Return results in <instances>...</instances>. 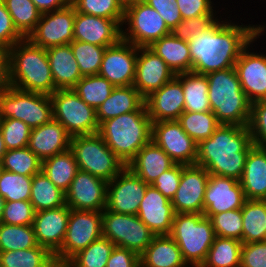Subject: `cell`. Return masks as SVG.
I'll return each mask as SVG.
<instances>
[{
  "label": "cell",
  "instance_id": "1",
  "mask_svg": "<svg viewBox=\"0 0 266 267\" xmlns=\"http://www.w3.org/2000/svg\"><path fill=\"white\" fill-rule=\"evenodd\" d=\"M229 21L218 19L209 29L188 41L191 71L207 75L235 67L242 50L266 28L265 25L247 26Z\"/></svg>",
  "mask_w": 266,
  "mask_h": 267
},
{
  "label": "cell",
  "instance_id": "2",
  "mask_svg": "<svg viewBox=\"0 0 266 267\" xmlns=\"http://www.w3.org/2000/svg\"><path fill=\"white\" fill-rule=\"evenodd\" d=\"M253 145L248 126L221 124L211 137L198 144L196 165L209 174L240 181Z\"/></svg>",
  "mask_w": 266,
  "mask_h": 267
},
{
  "label": "cell",
  "instance_id": "3",
  "mask_svg": "<svg viewBox=\"0 0 266 267\" xmlns=\"http://www.w3.org/2000/svg\"><path fill=\"white\" fill-rule=\"evenodd\" d=\"M7 84L14 88L51 95L57 89L46 49L28 38L15 43L6 52Z\"/></svg>",
  "mask_w": 266,
  "mask_h": 267
},
{
  "label": "cell",
  "instance_id": "4",
  "mask_svg": "<svg viewBox=\"0 0 266 267\" xmlns=\"http://www.w3.org/2000/svg\"><path fill=\"white\" fill-rule=\"evenodd\" d=\"M98 134L127 166L136 154L152 140V121L146 104L138 111L108 119L99 125Z\"/></svg>",
  "mask_w": 266,
  "mask_h": 267
},
{
  "label": "cell",
  "instance_id": "5",
  "mask_svg": "<svg viewBox=\"0 0 266 267\" xmlns=\"http://www.w3.org/2000/svg\"><path fill=\"white\" fill-rule=\"evenodd\" d=\"M208 98L211 111L225 125L248 126L251 102L241 88L235 68L208 73Z\"/></svg>",
  "mask_w": 266,
  "mask_h": 267
},
{
  "label": "cell",
  "instance_id": "6",
  "mask_svg": "<svg viewBox=\"0 0 266 267\" xmlns=\"http://www.w3.org/2000/svg\"><path fill=\"white\" fill-rule=\"evenodd\" d=\"M190 267H201L216 237L211 220L198 213H175L169 234Z\"/></svg>",
  "mask_w": 266,
  "mask_h": 267
},
{
  "label": "cell",
  "instance_id": "7",
  "mask_svg": "<svg viewBox=\"0 0 266 267\" xmlns=\"http://www.w3.org/2000/svg\"><path fill=\"white\" fill-rule=\"evenodd\" d=\"M21 120L31 129L53 119L50 95L23 91L6 84L0 88V119Z\"/></svg>",
  "mask_w": 266,
  "mask_h": 267
},
{
  "label": "cell",
  "instance_id": "8",
  "mask_svg": "<svg viewBox=\"0 0 266 267\" xmlns=\"http://www.w3.org/2000/svg\"><path fill=\"white\" fill-rule=\"evenodd\" d=\"M70 150L79 170L107 182L126 167L98 133L71 137Z\"/></svg>",
  "mask_w": 266,
  "mask_h": 267
},
{
  "label": "cell",
  "instance_id": "9",
  "mask_svg": "<svg viewBox=\"0 0 266 267\" xmlns=\"http://www.w3.org/2000/svg\"><path fill=\"white\" fill-rule=\"evenodd\" d=\"M53 119L71 136L98 133L96 110L87 105L72 89H57L50 95Z\"/></svg>",
  "mask_w": 266,
  "mask_h": 267
},
{
  "label": "cell",
  "instance_id": "10",
  "mask_svg": "<svg viewBox=\"0 0 266 267\" xmlns=\"http://www.w3.org/2000/svg\"><path fill=\"white\" fill-rule=\"evenodd\" d=\"M122 39L136 47H149L154 41L171 33L160 14L142 0L125 4Z\"/></svg>",
  "mask_w": 266,
  "mask_h": 267
},
{
  "label": "cell",
  "instance_id": "11",
  "mask_svg": "<svg viewBox=\"0 0 266 267\" xmlns=\"http://www.w3.org/2000/svg\"><path fill=\"white\" fill-rule=\"evenodd\" d=\"M102 236L115 246L141 254L151 243L155 234L137 215L102 211Z\"/></svg>",
  "mask_w": 266,
  "mask_h": 267
},
{
  "label": "cell",
  "instance_id": "12",
  "mask_svg": "<svg viewBox=\"0 0 266 267\" xmlns=\"http://www.w3.org/2000/svg\"><path fill=\"white\" fill-rule=\"evenodd\" d=\"M102 237V212L70 209L61 248L54 254L56 264L66 263L80 250Z\"/></svg>",
  "mask_w": 266,
  "mask_h": 267
},
{
  "label": "cell",
  "instance_id": "13",
  "mask_svg": "<svg viewBox=\"0 0 266 267\" xmlns=\"http://www.w3.org/2000/svg\"><path fill=\"white\" fill-rule=\"evenodd\" d=\"M148 186L149 184L126 166L108 182L105 209L120 214L137 215Z\"/></svg>",
  "mask_w": 266,
  "mask_h": 267
},
{
  "label": "cell",
  "instance_id": "14",
  "mask_svg": "<svg viewBox=\"0 0 266 267\" xmlns=\"http://www.w3.org/2000/svg\"><path fill=\"white\" fill-rule=\"evenodd\" d=\"M75 13L71 3L64 8L43 13L28 39L44 49L70 44L74 40Z\"/></svg>",
  "mask_w": 266,
  "mask_h": 267
},
{
  "label": "cell",
  "instance_id": "15",
  "mask_svg": "<svg viewBox=\"0 0 266 267\" xmlns=\"http://www.w3.org/2000/svg\"><path fill=\"white\" fill-rule=\"evenodd\" d=\"M154 141L177 164L194 165L198 144L186 134L177 120L152 123Z\"/></svg>",
  "mask_w": 266,
  "mask_h": 267
},
{
  "label": "cell",
  "instance_id": "16",
  "mask_svg": "<svg viewBox=\"0 0 266 267\" xmlns=\"http://www.w3.org/2000/svg\"><path fill=\"white\" fill-rule=\"evenodd\" d=\"M138 47L122 38L105 49L99 75L115 87L133 85Z\"/></svg>",
  "mask_w": 266,
  "mask_h": 267
},
{
  "label": "cell",
  "instance_id": "17",
  "mask_svg": "<svg viewBox=\"0 0 266 267\" xmlns=\"http://www.w3.org/2000/svg\"><path fill=\"white\" fill-rule=\"evenodd\" d=\"M264 32L265 28L242 50L234 67L241 88L251 103L266 99V55L250 52L254 41Z\"/></svg>",
  "mask_w": 266,
  "mask_h": 267
},
{
  "label": "cell",
  "instance_id": "18",
  "mask_svg": "<svg viewBox=\"0 0 266 267\" xmlns=\"http://www.w3.org/2000/svg\"><path fill=\"white\" fill-rule=\"evenodd\" d=\"M209 176V172L202 166L182 164L180 184L171 200L175 213L203 214Z\"/></svg>",
  "mask_w": 266,
  "mask_h": 267
},
{
  "label": "cell",
  "instance_id": "19",
  "mask_svg": "<svg viewBox=\"0 0 266 267\" xmlns=\"http://www.w3.org/2000/svg\"><path fill=\"white\" fill-rule=\"evenodd\" d=\"M108 182L79 170L65 193V204L74 210L102 212L106 207Z\"/></svg>",
  "mask_w": 266,
  "mask_h": 267
},
{
  "label": "cell",
  "instance_id": "20",
  "mask_svg": "<svg viewBox=\"0 0 266 267\" xmlns=\"http://www.w3.org/2000/svg\"><path fill=\"white\" fill-rule=\"evenodd\" d=\"M245 200L240 181L210 174L205 188L203 215L209 218L213 214L241 209Z\"/></svg>",
  "mask_w": 266,
  "mask_h": 267
},
{
  "label": "cell",
  "instance_id": "21",
  "mask_svg": "<svg viewBox=\"0 0 266 267\" xmlns=\"http://www.w3.org/2000/svg\"><path fill=\"white\" fill-rule=\"evenodd\" d=\"M175 76L165 61L149 47H138L133 86L144 98L160 89Z\"/></svg>",
  "mask_w": 266,
  "mask_h": 267
},
{
  "label": "cell",
  "instance_id": "22",
  "mask_svg": "<svg viewBox=\"0 0 266 267\" xmlns=\"http://www.w3.org/2000/svg\"><path fill=\"white\" fill-rule=\"evenodd\" d=\"M152 123L178 120L184 112L185 96L182 88V73L145 98Z\"/></svg>",
  "mask_w": 266,
  "mask_h": 267
},
{
  "label": "cell",
  "instance_id": "23",
  "mask_svg": "<svg viewBox=\"0 0 266 267\" xmlns=\"http://www.w3.org/2000/svg\"><path fill=\"white\" fill-rule=\"evenodd\" d=\"M123 21L76 12L74 40L103 47L114 45L122 38Z\"/></svg>",
  "mask_w": 266,
  "mask_h": 267
},
{
  "label": "cell",
  "instance_id": "24",
  "mask_svg": "<svg viewBox=\"0 0 266 267\" xmlns=\"http://www.w3.org/2000/svg\"><path fill=\"white\" fill-rule=\"evenodd\" d=\"M69 216L70 208L66 204L36 212L33 229L38 245L47 248L54 255L64 242Z\"/></svg>",
  "mask_w": 266,
  "mask_h": 267
},
{
  "label": "cell",
  "instance_id": "25",
  "mask_svg": "<svg viewBox=\"0 0 266 267\" xmlns=\"http://www.w3.org/2000/svg\"><path fill=\"white\" fill-rule=\"evenodd\" d=\"M137 216L155 234L169 235L175 216L171 200L149 185L140 202Z\"/></svg>",
  "mask_w": 266,
  "mask_h": 267
},
{
  "label": "cell",
  "instance_id": "26",
  "mask_svg": "<svg viewBox=\"0 0 266 267\" xmlns=\"http://www.w3.org/2000/svg\"><path fill=\"white\" fill-rule=\"evenodd\" d=\"M71 136L55 119L31 129L28 148L43 162L70 149Z\"/></svg>",
  "mask_w": 266,
  "mask_h": 267
},
{
  "label": "cell",
  "instance_id": "27",
  "mask_svg": "<svg viewBox=\"0 0 266 267\" xmlns=\"http://www.w3.org/2000/svg\"><path fill=\"white\" fill-rule=\"evenodd\" d=\"M240 183L246 199L266 200V147L250 148Z\"/></svg>",
  "mask_w": 266,
  "mask_h": 267
},
{
  "label": "cell",
  "instance_id": "28",
  "mask_svg": "<svg viewBox=\"0 0 266 267\" xmlns=\"http://www.w3.org/2000/svg\"><path fill=\"white\" fill-rule=\"evenodd\" d=\"M174 161L154 142H148L128 163L127 167L145 183L151 185Z\"/></svg>",
  "mask_w": 266,
  "mask_h": 267
},
{
  "label": "cell",
  "instance_id": "29",
  "mask_svg": "<svg viewBox=\"0 0 266 267\" xmlns=\"http://www.w3.org/2000/svg\"><path fill=\"white\" fill-rule=\"evenodd\" d=\"M56 89H72L83 77L70 44L46 49Z\"/></svg>",
  "mask_w": 266,
  "mask_h": 267
},
{
  "label": "cell",
  "instance_id": "30",
  "mask_svg": "<svg viewBox=\"0 0 266 267\" xmlns=\"http://www.w3.org/2000/svg\"><path fill=\"white\" fill-rule=\"evenodd\" d=\"M140 267H189L170 235L155 236L140 254Z\"/></svg>",
  "mask_w": 266,
  "mask_h": 267
},
{
  "label": "cell",
  "instance_id": "31",
  "mask_svg": "<svg viewBox=\"0 0 266 267\" xmlns=\"http://www.w3.org/2000/svg\"><path fill=\"white\" fill-rule=\"evenodd\" d=\"M145 104V98L133 86L114 87L111 95L96 110L99 125L119 115L138 111Z\"/></svg>",
  "mask_w": 266,
  "mask_h": 267
},
{
  "label": "cell",
  "instance_id": "32",
  "mask_svg": "<svg viewBox=\"0 0 266 267\" xmlns=\"http://www.w3.org/2000/svg\"><path fill=\"white\" fill-rule=\"evenodd\" d=\"M149 48L165 61L175 75L192 70L188 41L178 39L170 33L154 41Z\"/></svg>",
  "mask_w": 266,
  "mask_h": 267
},
{
  "label": "cell",
  "instance_id": "33",
  "mask_svg": "<svg viewBox=\"0 0 266 267\" xmlns=\"http://www.w3.org/2000/svg\"><path fill=\"white\" fill-rule=\"evenodd\" d=\"M41 171L57 188L66 193L79 168L72 151L68 149L44 160Z\"/></svg>",
  "mask_w": 266,
  "mask_h": 267
},
{
  "label": "cell",
  "instance_id": "34",
  "mask_svg": "<svg viewBox=\"0 0 266 267\" xmlns=\"http://www.w3.org/2000/svg\"><path fill=\"white\" fill-rule=\"evenodd\" d=\"M242 243L265 241L266 200L246 199L242 207Z\"/></svg>",
  "mask_w": 266,
  "mask_h": 267
},
{
  "label": "cell",
  "instance_id": "35",
  "mask_svg": "<svg viewBox=\"0 0 266 267\" xmlns=\"http://www.w3.org/2000/svg\"><path fill=\"white\" fill-rule=\"evenodd\" d=\"M182 88L185 96L184 112L211 111L206 75L193 71L182 73Z\"/></svg>",
  "mask_w": 266,
  "mask_h": 267
},
{
  "label": "cell",
  "instance_id": "36",
  "mask_svg": "<svg viewBox=\"0 0 266 267\" xmlns=\"http://www.w3.org/2000/svg\"><path fill=\"white\" fill-rule=\"evenodd\" d=\"M30 202L36 212L65 205V193L41 171L32 176Z\"/></svg>",
  "mask_w": 266,
  "mask_h": 267
},
{
  "label": "cell",
  "instance_id": "37",
  "mask_svg": "<svg viewBox=\"0 0 266 267\" xmlns=\"http://www.w3.org/2000/svg\"><path fill=\"white\" fill-rule=\"evenodd\" d=\"M54 255L43 246L0 252V267H55Z\"/></svg>",
  "mask_w": 266,
  "mask_h": 267
},
{
  "label": "cell",
  "instance_id": "38",
  "mask_svg": "<svg viewBox=\"0 0 266 267\" xmlns=\"http://www.w3.org/2000/svg\"><path fill=\"white\" fill-rule=\"evenodd\" d=\"M242 241L216 236L201 267H240Z\"/></svg>",
  "mask_w": 266,
  "mask_h": 267
},
{
  "label": "cell",
  "instance_id": "39",
  "mask_svg": "<svg viewBox=\"0 0 266 267\" xmlns=\"http://www.w3.org/2000/svg\"><path fill=\"white\" fill-rule=\"evenodd\" d=\"M177 121L197 144L211 137L221 125L212 111L183 112Z\"/></svg>",
  "mask_w": 266,
  "mask_h": 267
},
{
  "label": "cell",
  "instance_id": "40",
  "mask_svg": "<svg viewBox=\"0 0 266 267\" xmlns=\"http://www.w3.org/2000/svg\"><path fill=\"white\" fill-rule=\"evenodd\" d=\"M115 245L106 237H100L72 256L63 267H106Z\"/></svg>",
  "mask_w": 266,
  "mask_h": 267
},
{
  "label": "cell",
  "instance_id": "41",
  "mask_svg": "<svg viewBox=\"0 0 266 267\" xmlns=\"http://www.w3.org/2000/svg\"><path fill=\"white\" fill-rule=\"evenodd\" d=\"M114 85L97 75L83 76L72 90L89 106L97 108L111 95Z\"/></svg>",
  "mask_w": 266,
  "mask_h": 267
},
{
  "label": "cell",
  "instance_id": "42",
  "mask_svg": "<svg viewBox=\"0 0 266 267\" xmlns=\"http://www.w3.org/2000/svg\"><path fill=\"white\" fill-rule=\"evenodd\" d=\"M10 13L14 26L24 37L35 30L42 13L32 0H2Z\"/></svg>",
  "mask_w": 266,
  "mask_h": 267
},
{
  "label": "cell",
  "instance_id": "43",
  "mask_svg": "<svg viewBox=\"0 0 266 267\" xmlns=\"http://www.w3.org/2000/svg\"><path fill=\"white\" fill-rule=\"evenodd\" d=\"M38 246L33 225L0 223V252L29 249Z\"/></svg>",
  "mask_w": 266,
  "mask_h": 267
},
{
  "label": "cell",
  "instance_id": "44",
  "mask_svg": "<svg viewBox=\"0 0 266 267\" xmlns=\"http://www.w3.org/2000/svg\"><path fill=\"white\" fill-rule=\"evenodd\" d=\"M3 170L33 176L41 172L42 161L28 148L7 150L1 161Z\"/></svg>",
  "mask_w": 266,
  "mask_h": 267
},
{
  "label": "cell",
  "instance_id": "45",
  "mask_svg": "<svg viewBox=\"0 0 266 267\" xmlns=\"http://www.w3.org/2000/svg\"><path fill=\"white\" fill-rule=\"evenodd\" d=\"M82 76L99 74L106 47L73 40L70 43Z\"/></svg>",
  "mask_w": 266,
  "mask_h": 267
},
{
  "label": "cell",
  "instance_id": "46",
  "mask_svg": "<svg viewBox=\"0 0 266 267\" xmlns=\"http://www.w3.org/2000/svg\"><path fill=\"white\" fill-rule=\"evenodd\" d=\"M76 12L109 18L112 20H124V0H71Z\"/></svg>",
  "mask_w": 266,
  "mask_h": 267
},
{
  "label": "cell",
  "instance_id": "47",
  "mask_svg": "<svg viewBox=\"0 0 266 267\" xmlns=\"http://www.w3.org/2000/svg\"><path fill=\"white\" fill-rule=\"evenodd\" d=\"M32 176L3 170L0 175V195L5 201H30Z\"/></svg>",
  "mask_w": 266,
  "mask_h": 267
},
{
  "label": "cell",
  "instance_id": "48",
  "mask_svg": "<svg viewBox=\"0 0 266 267\" xmlns=\"http://www.w3.org/2000/svg\"><path fill=\"white\" fill-rule=\"evenodd\" d=\"M209 219L216 236L242 241V208L213 214Z\"/></svg>",
  "mask_w": 266,
  "mask_h": 267
},
{
  "label": "cell",
  "instance_id": "49",
  "mask_svg": "<svg viewBox=\"0 0 266 267\" xmlns=\"http://www.w3.org/2000/svg\"><path fill=\"white\" fill-rule=\"evenodd\" d=\"M0 130L7 150L28 146L31 128L21 120L0 119Z\"/></svg>",
  "mask_w": 266,
  "mask_h": 267
},
{
  "label": "cell",
  "instance_id": "50",
  "mask_svg": "<svg viewBox=\"0 0 266 267\" xmlns=\"http://www.w3.org/2000/svg\"><path fill=\"white\" fill-rule=\"evenodd\" d=\"M35 213L30 201H6L0 222L7 225H33Z\"/></svg>",
  "mask_w": 266,
  "mask_h": 267
},
{
  "label": "cell",
  "instance_id": "51",
  "mask_svg": "<svg viewBox=\"0 0 266 267\" xmlns=\"http://www.w3.org/2000/svg\"><path fill=\"white\" fill-rule=\"evenodd\" d=\"M216 15H203L196 18L182 20L171 33L178 39L189 41L196 35L209 29L219 18Z\"/></svg>",
  "mask_w": 266,
  "mask_h": 267
},
{
  "label": "cell",
  "instance_id": "52",
  "mask_svg": "<svg viewBox=\"0 0 266 267\" xmlns=\"http://www.w3.org/2000/svg\"><path fill=\"white\" fill-rule=\"evenodd\" d=\"M248 128L254 145L266 147V99L251 104Z\"/></svg>",
  "mask_w": 266,
  "mask_h": 267
},
{
  "label": "cell",
  "instance_id": "53",
  "mask_svg": "<svg viewBox=\"0 0 266 267\" xmlns=\"http://www.w3.org/2000/svg\"><path fill=\"white\" fill-rule=\"evenodd\" d=\"M24 37L15 28L12 17L0 0V48L6 52Z\"/></svg>",
  "mask_w": 266,
  "mask_h": 267
},
{
  "label": "cell",
  "instance_id": "54",
  "mask_svg": "<svg viewBox=\"0 0 266 267\" xmlns=\"http://www.w3.org/2000/svg\"><path fill=\"white\" fill-rule=\"evenodd\" d=\"M181 175L182 164L175 163L170 169L158 176L151 186L159 190L169 200H172L180 184Z\"/></svg>",
  "mask_w": 266,
  "mask_h": 267
},
{
  "label": "cell",
  "instance_id": "55",
  "mask_svg": "<svg viewBox=\"0 0 266 267\" xmlns=\"http://www.w3.org/2000/svg\"><path fill=\"white\" fill-rule=\"evenodd\" d=\"M240 267H266V241L242 243Z\"/></svg>",
  "mask_w": 266,
  "mask_h": 267
},
{
  "label": "cell",
  "instance_id": "56",
  "mask_svg": "<svg viewBox=\"0 0 266 267\" xmlns=\"http://www.w3.org/2000/svg\"><path fill=\"white\" fill-rule=\"evenodd\" d=\"M155 9L165 21L170 30L174 29L183 19L176 0H142Z\"/></svg>",
  "mask_w": 266,
  "mask_h": 267
},
{
  "label": "cell",
  "instance_id": "57",
  "mask_svg": "<svg viewBox=\"0 0 266 267\" xmlns=\"http://www.w3.org/2000/svg\"><path fill=\"white\" fill-rule=\"evenodd\" d=\"M176 4L183 20L203 15H216L213 9L215 4L211 0H176Z\"/></svg>",
  "mask_w": 266,
  "mask_h": 267
},
{
  "label": "cell",
  "instance_id": "58",
  "mask_svg": "<svg viewBox=\"0 0 266 267\" xmlns=\"http://www.w3.org/2000/svg\"><path fill=\"white\" fill-rule=\"evenodd\" d=\"M106 267H140V255L132 250L115 246Z\"/></svg>",
  "mask_w": 266,
  "mask_h": 267
},
{
  "label": "cell",
  "instance_id": "59",
  "mask_svg": "<svg viewBox=\"0 0 266 267\" xmlns=\"http://www.w3.org/2000/svg\"><path fill=\"white\" fill-rule=\"evenodd\" d=\"M32 1L42 14L64 8L71 3V0H32Z\"/></svg>",
  "mask_w": 266,
  "mask_h": 267
},
{
  "label": "cell",
  "instance_id": "60",
  "mask_svg": "<svg viewBox=\"0 0 266 267\" xmlns=\"http://www.w3.org/2000/svg\"><path fill=\"white\" fill-rule=\"evenodd\" d=\"M7 84L6 51L0 48V88Z\"/></svg>",
  "mask_w": 266,
  "mask_h": 267
},
{
  "label": "cell",
  "instance_id": "61",
  "mask_svg": "<svg viewBox=\"0 0 266 267\" xmlns=\"http://www.w3.org/2000/svg\"><path fill=\"white\" fill-rule=\"evenodd\" d=\"M6 152H7V149H6L5 142L3 140V136L0 130V163L3 159V156L6 154Z\"/></svg>",
  "mask_w": 266,
  "mask_h": 267
},
{
  "label": "cell",
  "instance_id": "62",
  "mask_svg": "<svg viewBox=\"0 0 266 267\" xmlns=\"http://www.w3.org/2000/svg\"><path fill=\"white\" fill-rule=\"evenodd\" d=\"M5 202H6L5 199L0 195V220H1L2 215H3Z\"/></svg>",
  "mask_w": 266,
  "mask_h": 267
},
{
  "label": "cell",
  "instance_id": "63",
  "mask_svg": "<svg viewBox=\"0 0 266 267\" xmlns=\"http://www.w3.org/2000/svg\"><path fill=\"white\" fill-rule=\"evenodd\" d=\"M2 171H3V167H2V165L0 163V175H1Z\"/></svg>",
  "mask_w": 266,
  "mask_h": 267
},
{
  "label": "cell",
  "instance_id": "64",
  "mask_svg": "<svg viewBox=\"0 0 266 267\" xmlns=\"http://www.w3.org/2000/svg\"><path fill=\"white\" fill-rule=\"evenodd\" d=\"M55 267H63L61 264H57Z\"/></svg>",
  "mask_w": 266,
  "mask_h": 267
}]
</instances>
